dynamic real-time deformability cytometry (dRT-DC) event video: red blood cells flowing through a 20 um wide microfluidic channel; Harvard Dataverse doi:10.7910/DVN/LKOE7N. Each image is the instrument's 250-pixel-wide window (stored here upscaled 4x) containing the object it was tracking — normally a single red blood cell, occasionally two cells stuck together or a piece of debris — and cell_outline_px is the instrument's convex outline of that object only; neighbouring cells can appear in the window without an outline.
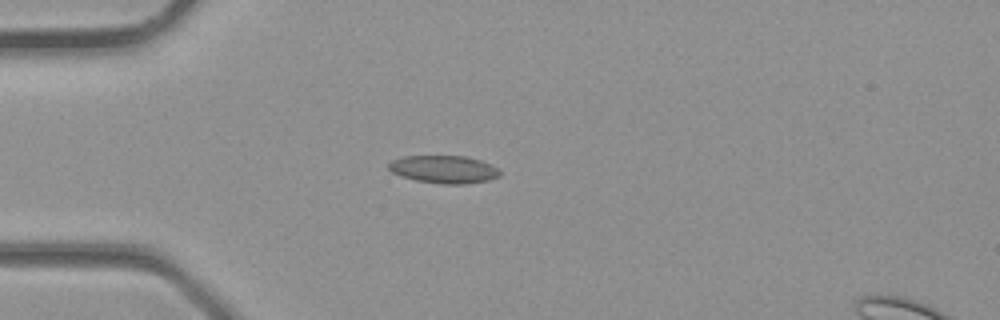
{"species": "common noctule bat (a hibernating species)", "species_latin": "Nyctalus noctula", "temperature_condition": "room temperature", "stored_images_in_passage": 2, "camera_frame_rate_fps": 3000, "um_per_image_px": 0.085, "animal": {"sex": "male", "body_mass_g": 23.1, "forearm_length_mm": 52.7}, "frame": {"image": 1, "passage_image": 2, "time_ms": 0.333, "image_size_px": [1000, 320], "cell_outline_px": [[500, 176], [488, 180], [464, 184], [440, 184], [416, 180], [392, 172], [388, 168], [388, 164], [392, 160], [404, 156], [464, 156], [480, 160], [496, 168], [500, 172]], "centroid_in_image_um": [37.72, 14.39], "position_along_channel_um": 47.3, "area_um2": 17.74}}